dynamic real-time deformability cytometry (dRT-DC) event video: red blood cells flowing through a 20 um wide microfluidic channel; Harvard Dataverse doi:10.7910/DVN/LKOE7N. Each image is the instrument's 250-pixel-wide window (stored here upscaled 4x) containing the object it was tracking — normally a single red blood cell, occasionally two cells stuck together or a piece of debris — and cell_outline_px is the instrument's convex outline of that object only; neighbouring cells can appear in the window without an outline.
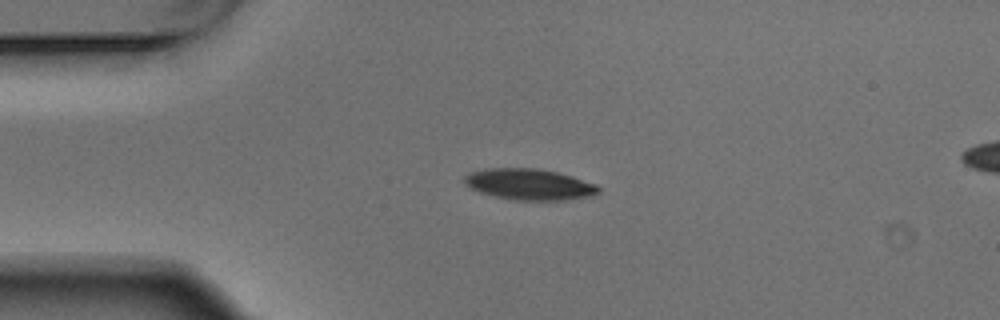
{"species": "Egyptian fruit bat (a non-hibernating species)", "species_latin": "Rousettus aegyptiacus", "temperature_condition": "warm", "stored_images_in_passage": 5, "camera_frame_rate_fps": 3000, "um_per_image_px": 0.085, "animal": {"sex": "male"}, "frame": {"image": 1, "passage_image": 3, "time_ms": 0.667, "image_size_px": [1000, 320], "cell_outline_px": [[600, 192], [592, 196], [564, 200], [516, 200], [496, 196], [480, 192], [464, 184], [464, 176], [468, 172], [484, 168], [536, 168], [556, 172], [572, 176], [596, 184], [600, 188]], "centroid_in_image_um": [44.99, 15.66], "position_along_channel_um": 40.0, "area_um2": 24.33}}
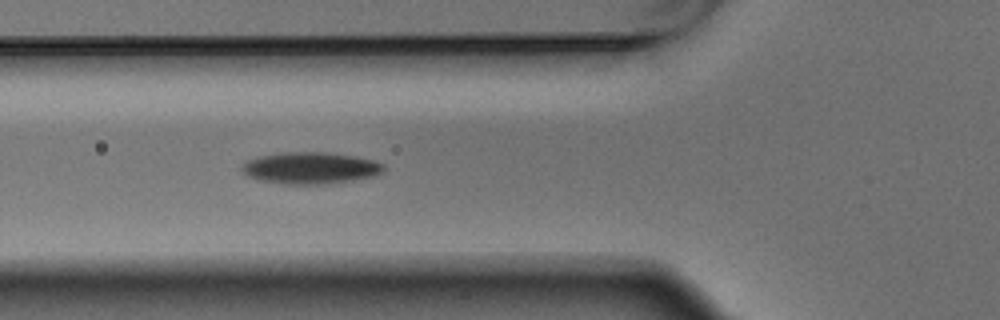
{"frame": {"image": 2, "passage_image": 5, "time_ms": 1.333, "image_size_px": [1000, 320], "cell_outline_px": [[384, 168], [376, 176], [328, 184], [284, 184], [260, 180], [248, 176], [240, 168], [248, 160], [260, 156], [280, 152], [328, 152], [356, 156], [372, 160], [384, 164]], "centroid_in_image_um": [26.4, 14.27], "position_along_channel_um": 99.4, "area_um2": 26.18}}